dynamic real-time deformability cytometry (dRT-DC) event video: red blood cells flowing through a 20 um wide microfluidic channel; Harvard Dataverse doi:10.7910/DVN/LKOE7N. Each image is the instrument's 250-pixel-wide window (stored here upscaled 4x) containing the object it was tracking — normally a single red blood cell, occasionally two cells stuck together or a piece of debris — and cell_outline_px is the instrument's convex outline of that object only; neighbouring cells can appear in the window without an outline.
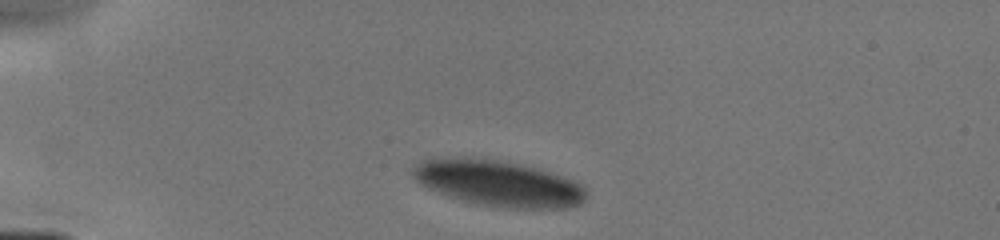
{"species": "human", "species_latin": "Homo sapiens", "temperature_condition": "cold", "stored_images_in_passage": 10, "camera_frame_rate_fps": 3000, "um_per_image_px": 0.085, "donor": {"sex": "male"}, "frame": {"image": 1, "passage_image": 1, "time_ms": 0.0, "image_size_px": [1000, 240], "cell_outline_px": [[588, 196], [580, 204], [564, 208], [504, 208], [476, 204], [428, 188], [420, 184], [412, 176], [412, 164], [424, 160], [460, 156], [472, 156], [496, 160], [516, 164], [564, 176], [584, 184]], "centroid_in_image_um": [42.36, 15.57], "position_along_channel_um": 42.6, "area_um2": 46.41}}
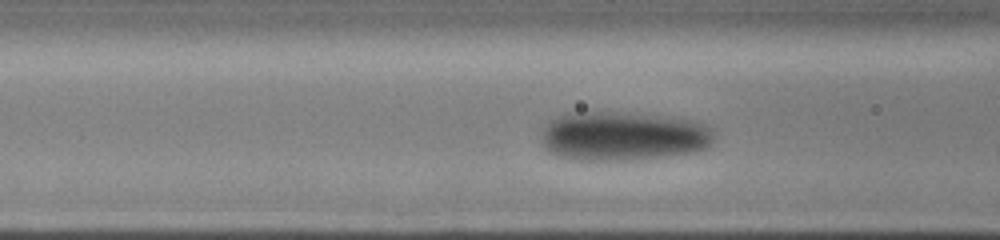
{"frame": {"image": 2, "passage_image": 6, "time_ms": 2.667, "image_size_px": [1000, 240], "cell_outline_px": [[712, 140], [708, 148], [692, 152], [664, 156], [624, 160], [576, 160], [560, 156], [548, 152], [544, 148], [540, 140], [540, 132], [548, 120], [560, 116], [584, 112], [616, 112], [680, 116], [696, 120], [708, 124], [712, 128]], "centroid_in_image_um": [52.97, 11.55], "position_along_channel_um": 113.6, "area_um2": 50.17}}
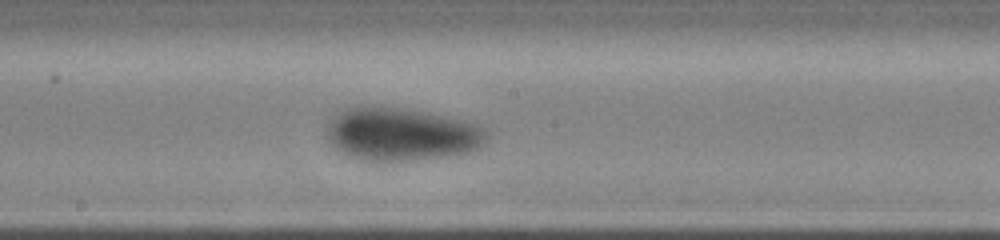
{"frame": {"image": 3, "passage_image": 10, "time_ms": 5.0, "image_size_px": [1000, 240], "cell_outline_px": [[488, 140], [480, 148], [472, 152], [448, 156], [416, 160], [360, 160], [336, 148], [328, 140], [324, 128], [332, 116], [344, 108], [360, 104], [400, 108], [420, 112], [456, 120], [472, 124], [480, 128], [488, 136]], "centroid_in_image_um": [34.02, 11.4], "position_along_channel_um": 214.2, "area_um2": 49.13}}